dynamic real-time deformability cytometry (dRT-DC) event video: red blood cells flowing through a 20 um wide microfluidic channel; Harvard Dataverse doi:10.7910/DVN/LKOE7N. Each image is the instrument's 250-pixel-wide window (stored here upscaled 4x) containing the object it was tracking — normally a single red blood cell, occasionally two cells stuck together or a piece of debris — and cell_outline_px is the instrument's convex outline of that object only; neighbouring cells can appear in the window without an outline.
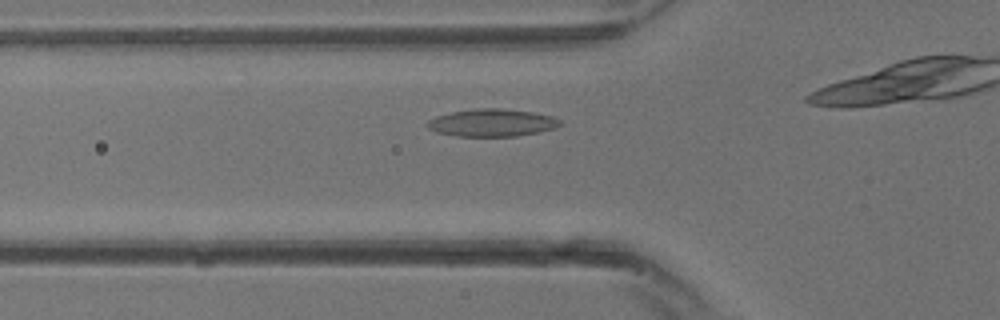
{"species": "common noctule bat (a hibernating species)", "species_latin": "Nyctalus noctula", "temperature_condition": "warm", "stored_images_in_passage": 8, "camera_frame_rate_fps": 3000, "um_per_image_px": 0.085, "animal": {"sex": "male", "body_mass_g": 13.3}, "frame": {"image": 1, "passage_image": 4, "time_ms": 1.0, "image_size_px": [1000, 320], "cell_outline_px": [[560, 124], [556, 128], [540, 132], [516, 136], [456, 136], [436, 132], [428, 128], [424, 124], [428, 120], [436, 116], [452, 112], [480, 108], [500, 108], [532, 112], [552, 116], [560, 120]], "centroid_in_image_um": [41.8, 10.44], "position_along_channel_um": 84.0, "area_um2": 21.27}}
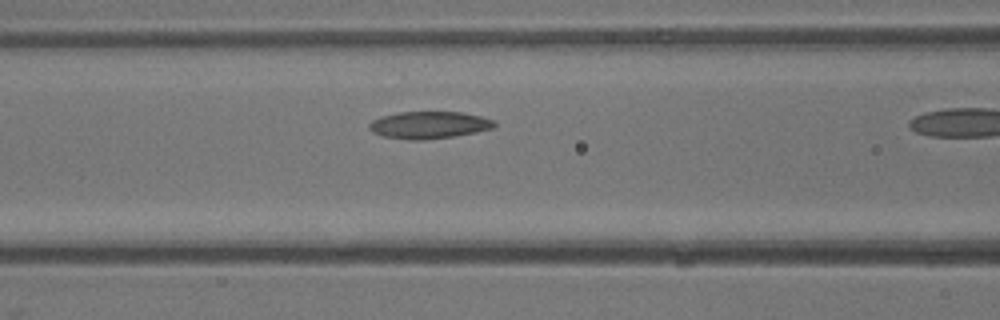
{"frame": {"image": 2, "passage_image": 6, "time_ms": 1.667, "image_size_px": [1000, 320], "cell_outline_px": [[496, 124], [492, 128], [476, 132], [452, 136], [424, 140], [408, 140], [384, 136], [372, 132], [368, 128], [368, 124], [372, 120], [380, 116], [400, 112], [460, 112], [480, 116], [496, 120]], "centroid_in_image_um": [36.44, 10.62], "position_along_channel_um": 130.2, "area_um2": 19.83}}